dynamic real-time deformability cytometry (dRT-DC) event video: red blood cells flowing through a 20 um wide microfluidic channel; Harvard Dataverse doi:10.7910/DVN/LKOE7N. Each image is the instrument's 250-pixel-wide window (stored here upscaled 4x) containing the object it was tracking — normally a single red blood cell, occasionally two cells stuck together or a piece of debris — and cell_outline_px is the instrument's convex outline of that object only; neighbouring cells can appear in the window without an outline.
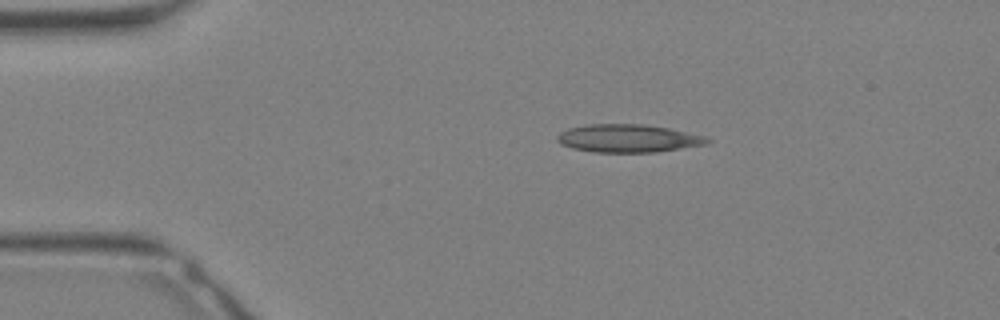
{"species": "Egyptian fruit bat (a non-hibernating species)", "species_latin": "Rousettus aegyptiacus", "temperature_condition": "warm", "stored_images_in_passage": 8, "camera_frame_rate_fps": 3000, "um_per_image_px": 0.085, "animal": {"sex": "female"}, "frame": {"image": 1, "passage_image": 5, "time_ms": 1.333, "image_size_px": [1000, 320], "cell_outline_px": [[712, 140], [708, 144], [656, 152], [592, 152], [572, 148], [560, 144], [556, 140], [556, 136], [560, 132], [568, 128], [584, 124], [644, 124], [668, 128], [704, 136]], "centroid_in_image_um": [53.35, 11.76], "position_along_channel_um": 31.7, "area_um2": 24.57}}